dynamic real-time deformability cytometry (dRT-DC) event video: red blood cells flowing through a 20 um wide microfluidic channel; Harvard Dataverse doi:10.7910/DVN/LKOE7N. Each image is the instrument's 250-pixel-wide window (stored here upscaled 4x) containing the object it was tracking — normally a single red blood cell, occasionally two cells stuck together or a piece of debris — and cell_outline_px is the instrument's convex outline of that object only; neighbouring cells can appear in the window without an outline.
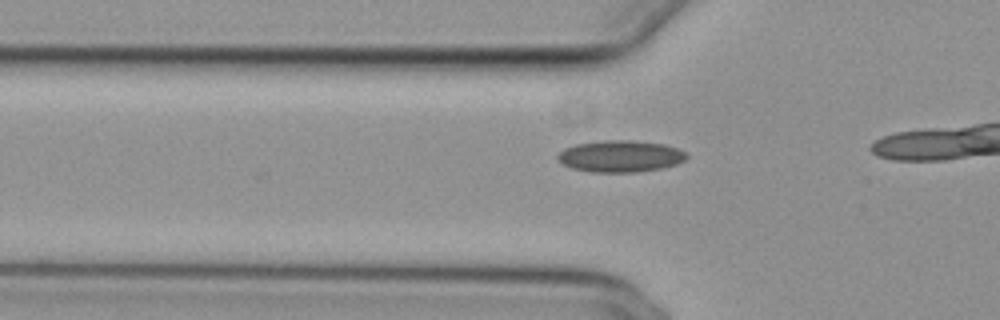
{"species": "common noctule bat (a hibernating species)", "species_latin": "Nyctalus noctula", "temperature_condition": "cold", "stored_images_in_passage": 9, "camera_frame_rate_fps": 3000, "um_per_image_px": 0.085, "animal": {"sex": "female", "body_mass_g": 29.2, "forearm_length_mm": 56.3}, "frame": {"image": 1, "passage_image": 4, "time_ms": 1.0, "image_size_px": [1000, 320], "cell_outline_px": [[688, 156], [684, 160], [676, 164], [660, 168], [636, 172], [588, 172], [572, 168], [560, 164], [556, 160], [556, 156], [564, 148], [576, 144], [604, 140], [632, 140], [664, 144], [676, 148], [684, 152]], "centroid_in_image_um": [52.66, 13.28], "position_along_channel_um": 73.1, "area_um2": 23.87}}
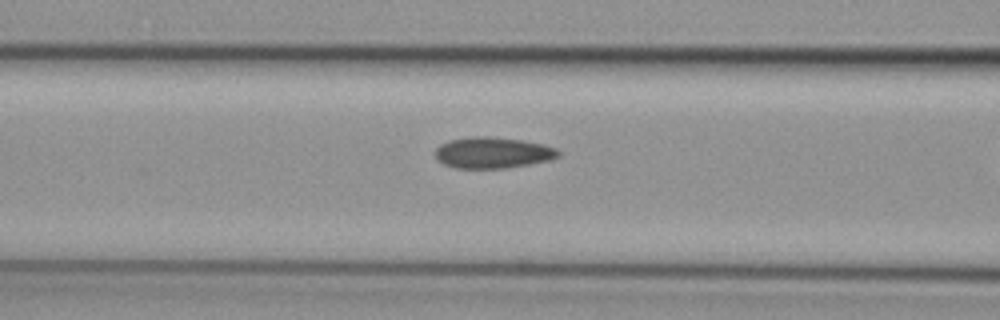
{"frame": {"image": 2, "passage_image": 8, "time_ms": 2.333, "image_size_px": [1000, 320], "cell_outline_px": [[560, 156], [552, 160], [504, 168], [456, 168], [444, 164], [436, 160], [436, 148], [440, 144], [448, 140], [472, 136], [488, 136], [524, 140], [544, 144], [556, 148], [560, 152]], "centroid_in_image_um": [41.89, 12.97], "position_along_channel_um": 124.7, "area_um2": 22.54}}